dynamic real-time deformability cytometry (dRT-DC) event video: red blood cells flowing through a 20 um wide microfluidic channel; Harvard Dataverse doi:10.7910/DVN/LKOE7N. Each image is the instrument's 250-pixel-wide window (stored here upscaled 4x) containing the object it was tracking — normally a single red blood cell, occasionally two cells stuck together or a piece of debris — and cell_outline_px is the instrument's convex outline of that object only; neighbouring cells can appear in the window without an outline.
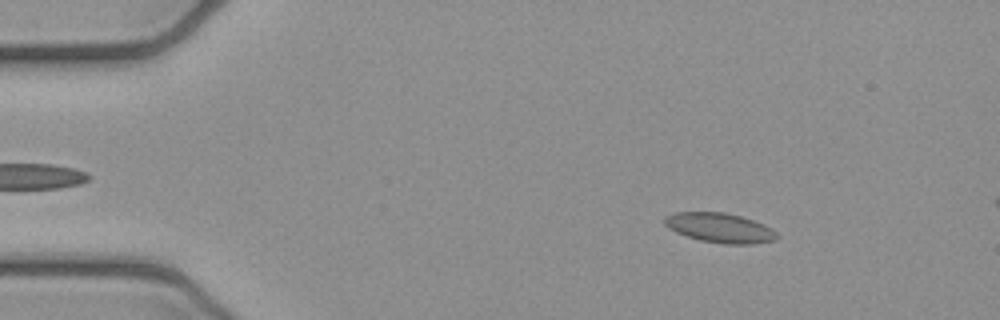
{"species": "common noctule bat (a hibernating species)", "species_latin": "Nyctalus noctula", "temperature_condition": "cold", "stored_images_in_passage": 4, "camera_frame_rate_fps": 3000, "um_per_image_px": 0.085, "animal": {"sex": "female", "body_mass_g": 21.9}, "frame": {"image": 1, "passage_image": 2, "time_ms": 0.333, "image_size_px": [1000, 320], "cell_outline_px": [[780, 236], [776, 240], [752, 244], [724, 244], [700, 240], [676, 232], [668, 228], [664, 224], [664, 216], [676, 212], [724, 212], [740, 216], [764, 224], [772, 228]], "centroid_in_image_um": [61.2, 19.37], "position_along_channel_um": 23.8, "area_um2": 19.48}}